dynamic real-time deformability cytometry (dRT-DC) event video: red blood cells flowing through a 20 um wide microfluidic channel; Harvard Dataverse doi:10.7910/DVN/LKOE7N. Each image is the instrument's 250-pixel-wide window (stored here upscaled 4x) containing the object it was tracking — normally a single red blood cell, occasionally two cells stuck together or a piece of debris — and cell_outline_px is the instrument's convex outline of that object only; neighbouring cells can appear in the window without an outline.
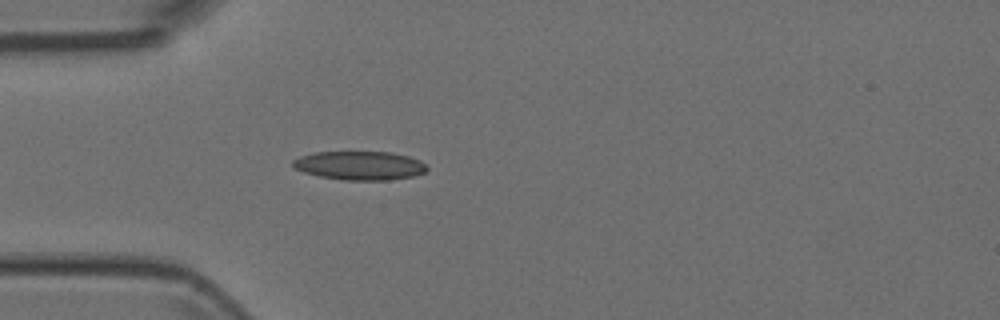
{"species": "Egyptian fruit bat (a non-hibernating species)", "species_latin": "Rousettus aegyptiacus", "temperature_condition": "room temperature", "stored_images_in_passage": 2, "camera_frame_rate_fps": 3000, "um_per_image_px": 0.085, "animal": {"sex": "female"}, "frame": {"image": 1, "passage_image": 2, "time_ms": 0.333, "image_size_px": [1000, 320], "cell_outline_px": [[428, 168], [424, 172], [412, 176], [388, 180], [344, 180], [320, 176], [304, 172], [296, 168], [292, 164], [292, 160], [300, 156], [312, 152], [392, 152], [408, 156], [420, 160]], "centroid_in_image_um": [30.56, 14.06], "position_along_channel_um": 54.4, "area_um2": 22.37}}